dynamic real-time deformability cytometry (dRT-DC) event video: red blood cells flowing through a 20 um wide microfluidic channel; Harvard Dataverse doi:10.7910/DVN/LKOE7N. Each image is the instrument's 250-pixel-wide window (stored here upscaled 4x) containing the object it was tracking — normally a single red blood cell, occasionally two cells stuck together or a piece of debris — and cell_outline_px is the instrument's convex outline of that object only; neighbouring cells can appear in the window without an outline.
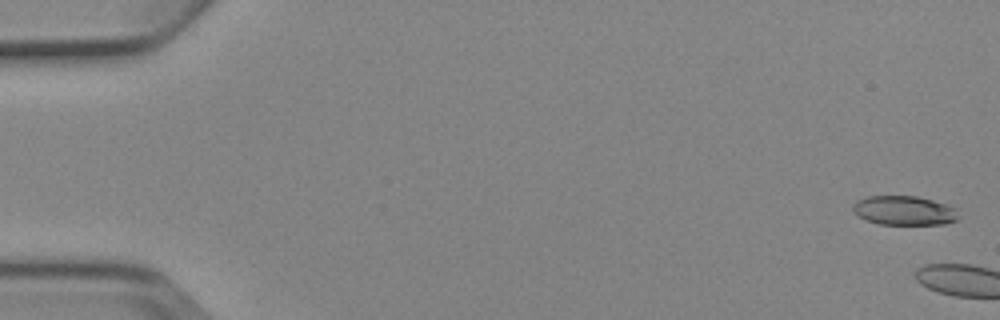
{"species": "Egyptian fruit bat (a non-hibernating species)", "species_latin": "Rousettus aegyptiacus", "temperature_condition": "cold", "stored_images_in_passage": 4, "camera_frame_rate_fps": 3000, "um_per_image_px": 0.085, "animal": {"sex": "female"}, "frame": {"image": 1, "passage_image": 1, "time_ms": 0.0, "image_size_px": [1000, 320], "cell_outline_px": [[960, 216], [956, 220], [944, 224], [880, 224], [868, 220], [860, 216], [852, 208], [852, 204], [856, 200], [868, 196], [916, 196], [948, 204], [956, 208]], "centroid_in_image_um": [76.9, 17.88], "position_along_channel_um": 8.1, "area_um2": 17.98}}